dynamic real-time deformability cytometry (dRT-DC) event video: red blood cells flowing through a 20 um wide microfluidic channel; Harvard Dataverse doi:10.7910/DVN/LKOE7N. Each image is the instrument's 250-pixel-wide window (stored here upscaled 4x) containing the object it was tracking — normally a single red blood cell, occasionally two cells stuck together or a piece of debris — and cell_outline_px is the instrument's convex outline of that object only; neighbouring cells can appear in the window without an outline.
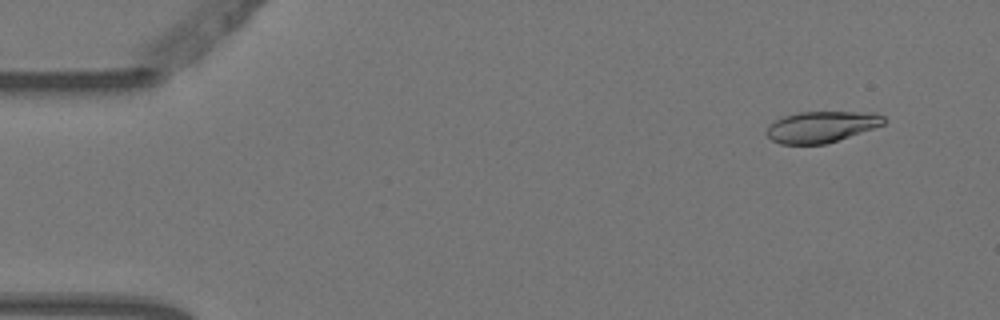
{"species": "Egyptian fruit bat (a non-hibernating species)", "species_latin": "Rousettus aegyptiacus", "temperature_condition": "warm", "stored_images_in_passage": 4, "camera_frame_rate_fps": 3000, "um_per_image_px": 0.085, "animal": {"sex": "female"}, "frame": {"image": 1, "passage_image": 1, "time_ms": 0.0, "image_size_px": [1000, 320], "cell_outline_px": [[888, 120], [884, 124], [824, 144], [780, 144], [772, 140], [764, 132], [768, 124], [784, 116], [800, 112], [876, 112], [884, 116]], "centroid_in_image_um": [69.8, 10.76], "position_along_channel_um": 15.2, "area_um2": 21.21}}
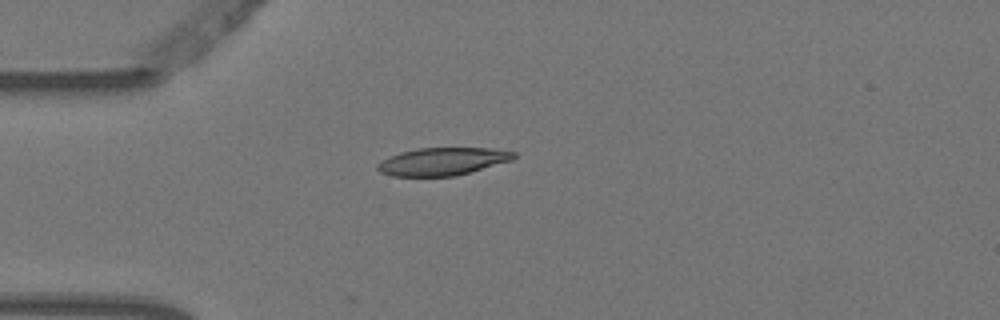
{"frame": {"image": 2, "passage_image": 4, "time_ms": 1.0, "image_size_px": [1000, 320], "cell_outline_px": [[516, 156], [512, 160], [456, 176], [392, 176], [380, 172], [376, 168], [376, 164], [380, 160], [400, 152], [416, 148], [492, 148], [516, 152]], "centroid_in_image_um": [37.59, 13.72], "position_along_channel_um": 47.4, "area_um2": 22.08}}